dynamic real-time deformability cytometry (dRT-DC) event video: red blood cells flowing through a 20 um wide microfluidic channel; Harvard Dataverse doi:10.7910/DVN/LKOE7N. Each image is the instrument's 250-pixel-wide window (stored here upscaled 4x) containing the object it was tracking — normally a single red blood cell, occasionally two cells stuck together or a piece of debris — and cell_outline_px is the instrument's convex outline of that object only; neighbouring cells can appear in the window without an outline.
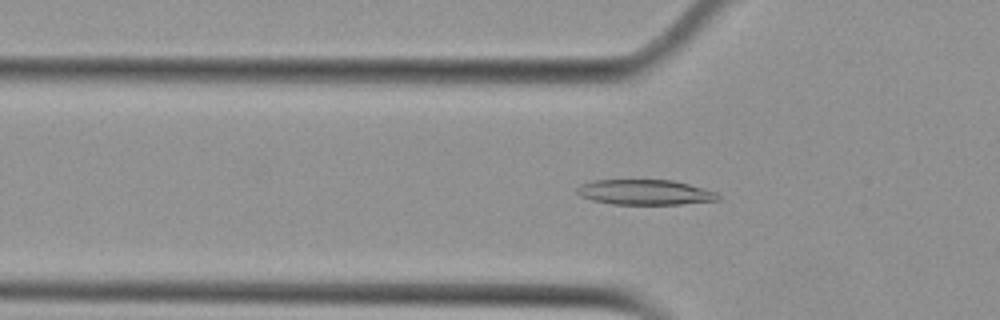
{"species": "Egyptian fruit bat (a non-hibernating species)", "species_latin": "Rousettus aegyptiacus", "temperature_condition": "cold", "stored_images_in_passage": 33, "camera_frame_rate_fps": 3000, "um_per_image_px": 0.085, "animal": {"sex": "female"}, "frame": {"image": 1, "passage_image": 3, "time_ms": 0.667, "image_size_px": [1000, 320], "cell_outline_px": [[720, 200], [680, 204], [612, 204], [592, 200], [580, 196], [576, 192], [576, 188], [580, 184], [592, 180], [672, 180], [688, 184], [716, 192], [720, 196]], "centroid_in_image_um": [54.79, 16.34], "position_along_channel_um": 71.0, "area_um2": 20.69}}
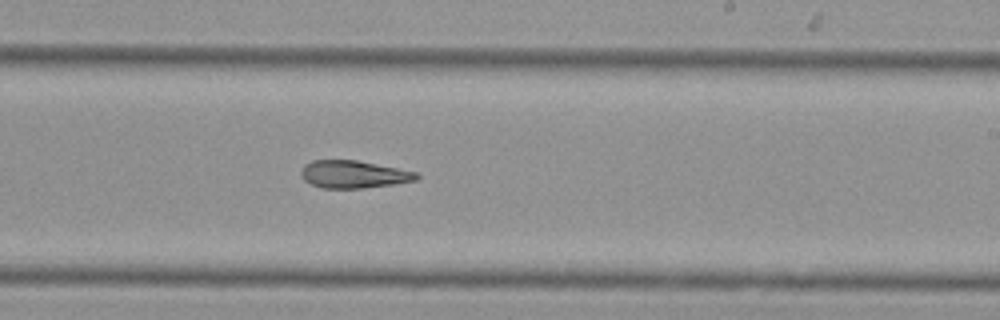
{"frame": {"image": 2, "passage_image": 18, "time_ms": 5.667, "image_size_px": [1000, 320], "cell_outline_px": [[420, 176], [416, 180], [392, 184], [364, 188], [320, 188], [304, 180], [300, 176], [300, 168], [304, 164], [312, 160], [356, 160], [416, 172]], "centroid_in_image_um": [29.99, 14.81], "position_along_channel_um": 259.0, "area_um2": 18.5}}
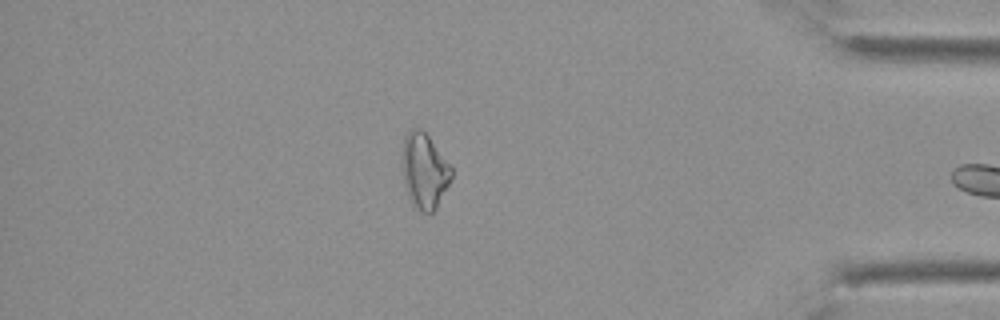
{"frame": {"image": 3, "passage_image": 32, "time_ms": 10.333, "image_size_px": [1000, 320], "cell_outline_px": [[452, 176], [436, 208], [432, 212], [420, 212], [412, 204], [408, 196], [404, 184], [400, 164], [404, 136], [408, 128], [420, 128], [428, 136], [452, 168]], "centroid_in_image_um": [36.01, 14.5], "position_along_channel_um": 399.2, "area_um2": 21.73}}